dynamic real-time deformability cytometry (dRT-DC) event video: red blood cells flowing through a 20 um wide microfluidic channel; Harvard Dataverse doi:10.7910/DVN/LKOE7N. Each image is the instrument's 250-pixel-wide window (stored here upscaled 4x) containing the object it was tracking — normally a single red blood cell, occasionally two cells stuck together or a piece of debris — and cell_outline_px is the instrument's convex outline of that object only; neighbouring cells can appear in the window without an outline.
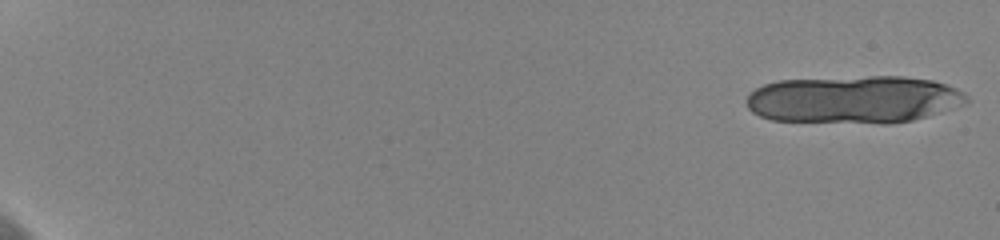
{"species": "human", "species_latin": "Homo sapiens", "temperature_condition": "cold", "stored_images_in_passage": 18, "camera_frame_rate_fps": 3000, "um_per_image_px": 0.085, "donor": {"sex": "female"}, "frame": {"image": 1, "passage_image": 1, "time_ms": 0.0, "image_size_px": [1000, 240], "cell_outline_px": [[968, 100], [964, 104], [912, 120], [888, 124], [884, 124], [772, 120], [760, 116], [752, 112], [748, 108], [744, 100], [756, 88], [764, 84], [780, 80], [868, 76], [904, 76], [932, 80], [956, 88], [968, 96]], "centroid_in_image_um": [72.55, 8.46], "position_along_channel_um": 12.5, "area_um2": 61.21}}